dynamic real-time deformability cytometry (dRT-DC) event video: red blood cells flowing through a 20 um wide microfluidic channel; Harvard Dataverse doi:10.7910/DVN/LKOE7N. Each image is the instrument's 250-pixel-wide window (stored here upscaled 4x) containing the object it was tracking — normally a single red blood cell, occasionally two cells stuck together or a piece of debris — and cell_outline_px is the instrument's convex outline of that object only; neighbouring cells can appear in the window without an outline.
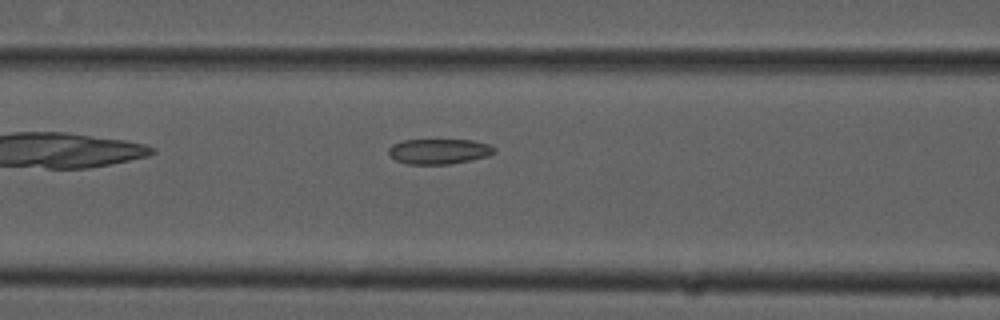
{"species": "common noctule bat (a hibernating species)", "species_latin": "Nyctalus noctula", "temperature_condition": "cold", "stored_images_in_passage": 27, "camera_frame_rate_fps": 3000, "um_per_image_px": 0.085, "animal": {"sex": "male", "forearm_length_mm": 52.5}, "frame": {"image": 1, "passage_image": 5, "time_ms": 1.333, "image_size_px": [1000, 320], "cell_outline_px": [[496, 152], [488, 156], [472, 160], [448, 164], [408, 164], [396, 160], [388, 152], [388, 148], [392, 144], [404, 140], [472, 140], [488, 144], [496, 148]], "centroid_in_image_um": [37.34, 12.86], "position_along_channel_um": 129.3, "area_um2": 15.55}}
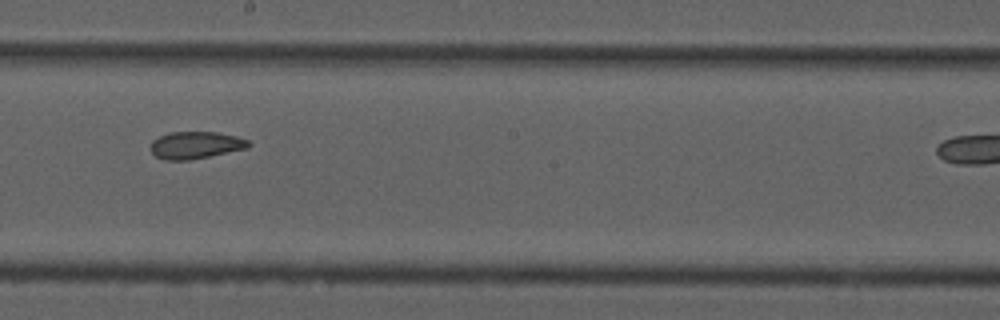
{"frame": {"image": 2, "passage_image": 13, "time_ms": 4.0, "image_size_px": [1000, 320], "cell_outline_px": [[252, 144], [248, 148], [188, 160], [164, 160], [156, 156], [152, 152], [152, 140], [168, 132], [216, 132], [236, 136], [248, 140]], "centroid_in_image_um": [16.64, 12.33], "position_along_channel_um": 231.6, "area_um2": 15.37}}
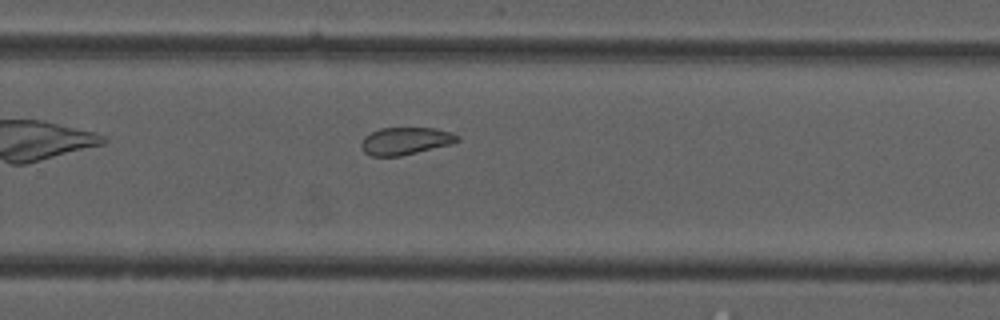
{"frame": {"image": 3, "passage_image": 18, "time_ms": 5.667, "image_size_px": [1000, 320], "cell_outline_px": [[460, 140], [452, 144], [400, 156], [372, 156], [364, 152], [360, 144], [364, 136], [380, 128], [436, 128], [460, 136]], "centroid_in_image_um": [34.46, 11.98], "position_along_channel_um": 295.3, "area_um2": 15.32}}